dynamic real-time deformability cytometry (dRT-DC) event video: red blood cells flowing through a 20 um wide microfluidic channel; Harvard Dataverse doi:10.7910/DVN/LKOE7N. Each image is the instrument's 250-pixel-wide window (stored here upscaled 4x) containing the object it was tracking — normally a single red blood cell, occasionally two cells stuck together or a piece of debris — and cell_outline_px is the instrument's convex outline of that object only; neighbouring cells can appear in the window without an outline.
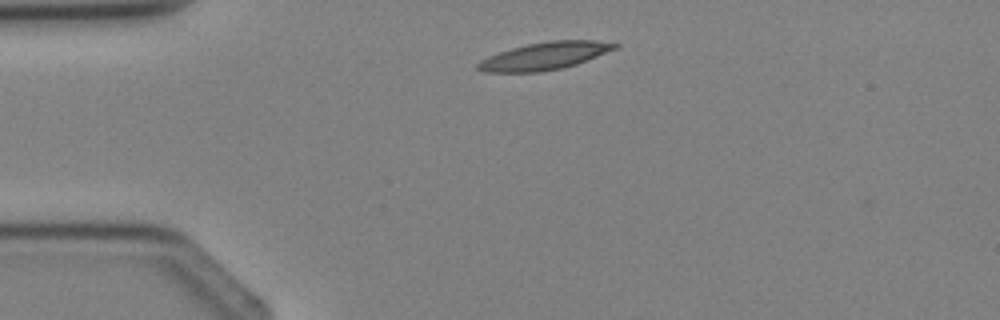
{"species": "Egyptian fruit bat (a non-hibernating species)", "species_latin": "Rousettus aegyptiacus", "temperature_condition": "cold", "stored_images_in_passage": 2, "camera_frame_rate_fps": 3000, "um_per_image_px": 0.085, "animal": {"sex": "female"}, "frame": {"image": 1, "passage_image": 1, "time_ms": 0.0, "image_size_px": [1000, 320], "cell_outline_px": [[620, 44], [616, 48], [576, 64], [560, 68], [540, 72], [484, 72], [476, 68], [476, 64], [480, 60], [488, 56], [512, 48], [528, 44], [552, 40], [596, 40]], "centroid_in_image_um": [46.26, 4.76], "position_along_channel_um": 38.7, "area_um2": 21.68}}